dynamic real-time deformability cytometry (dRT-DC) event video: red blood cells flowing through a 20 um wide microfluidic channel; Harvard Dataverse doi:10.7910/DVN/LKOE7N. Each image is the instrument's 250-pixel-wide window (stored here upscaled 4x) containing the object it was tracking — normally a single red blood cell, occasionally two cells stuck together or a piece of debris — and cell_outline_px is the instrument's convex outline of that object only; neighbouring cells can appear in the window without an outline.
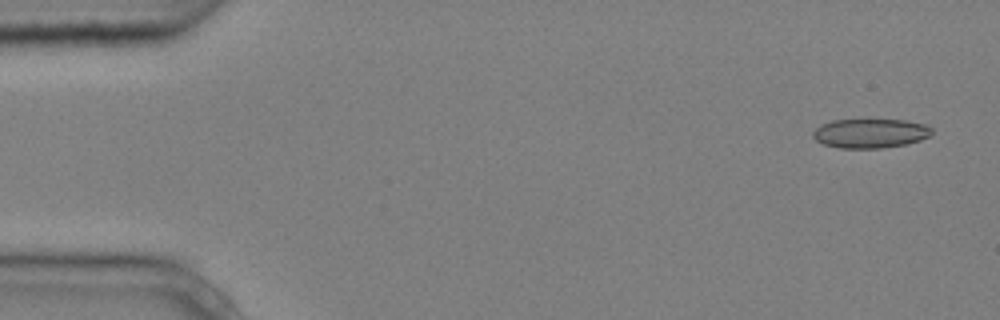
{"species": "common noctule bat (a hibernating species)", "species_latin": "Nyctalus noctula", "temperature_condition": "cold", "stored_images_in_passage": 5, "camera_frame_rate_fps": 3000, "um_per_image_px": 0.085, "animal": {"sex": "male", "body_mass_g": 20.4}, "frame": {"image": 1, "passage_image": 1, "time_ms": 0.0, "image_size_px": [1000, 320], "cell_outline_px": [[932, 132], [928, 136], [920, 140], [904, 144], [880, 148], [840, 148], [824, 144], [816, 140], [812, 136], [812, 132], [816, 128], [832, 120], [904, 120], [928, 124], [932, 128]], "centroid_in_image_um": [73.98, 11.33], "position_along_channel_um": 11.0, "area_um2": 20.11}}
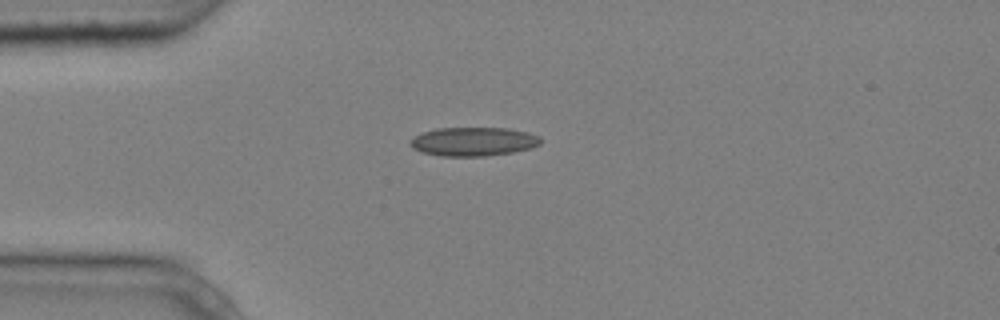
{"frame": {"image": 2, "passage_image": 4, "time_ms": 1.0, "image_size_px": [1000, 320], "cell_outline_px": [[544, 140], [540, 144], [532, 148], [512, 152], [484, 156], [440, 156], [420, 152], [412, 148], [408, 144], [416, 136], [424, 132], [436, 128], [508, 128], [528, 132], [540, 136]], "centroid_in_image_um": [40.27, 12.03], "position_along_channel_um": 44.7, "area_um2": 22.02}}
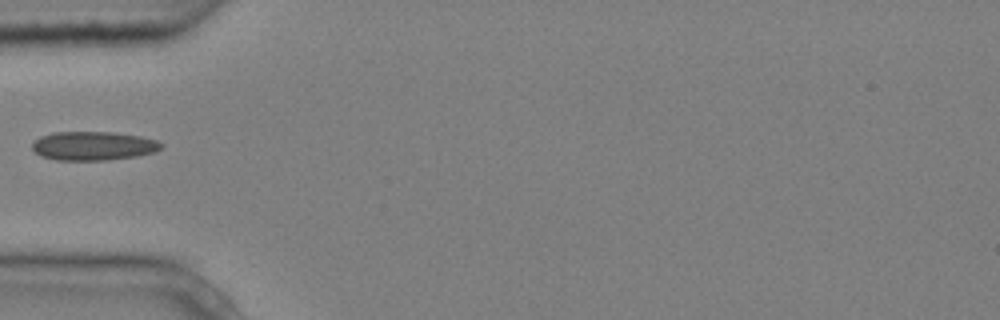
{"frame": {"image": 3, "passage_image": 5, "time_ms": 1.333, "image_size_px": [1000, 320], "cell_outline_px": [[164, 148], [156, 152], [136, 156], [108, 160], [56, 160], [40, 156], [32, 148], [32, 144], [40, 136], [52, 132], [112, 132], [140, 136], [156, 140], [164, 144]], "centroid_in_image_um": [7.96, 12.4], "position_along_channel_um": 77.0, "area_um2": 21.85}}